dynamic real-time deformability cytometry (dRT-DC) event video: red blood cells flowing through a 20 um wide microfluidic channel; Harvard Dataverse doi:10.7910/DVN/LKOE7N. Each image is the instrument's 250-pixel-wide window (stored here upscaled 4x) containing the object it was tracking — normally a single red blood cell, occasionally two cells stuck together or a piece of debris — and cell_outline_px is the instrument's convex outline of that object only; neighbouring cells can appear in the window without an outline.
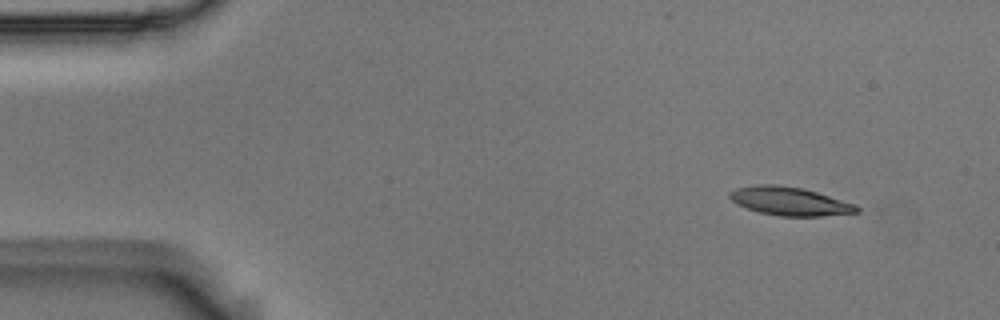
{"species": "Egyptian fruit bat (a non-hibernating species)", "species_latin": "Rousettus aegyptiacus", "temperature_condition": "room temperature", "stored_images_in_passage": 4, "camera_frame_rate_fps": 3000, "um_per_image_px": 0.085, "animal": {"sex": "male"}, "frame": {"image": 1, "passage_image": 1, "time_ms": 0.0, "image_size_px": [1000, 320], "cell_outline_px": [[860, 212], [820, 216], [780, 216], [760, 212], [736, 204], [728, 196], [728, 192], [736, 188], [760, 184], [772, 184], [804, 188], [856, 204], [860, 208]], "centroid_in_image_um": [67.13, 17.1], "position_along_channel_um": 17.9, "area_um2": 21.04}}